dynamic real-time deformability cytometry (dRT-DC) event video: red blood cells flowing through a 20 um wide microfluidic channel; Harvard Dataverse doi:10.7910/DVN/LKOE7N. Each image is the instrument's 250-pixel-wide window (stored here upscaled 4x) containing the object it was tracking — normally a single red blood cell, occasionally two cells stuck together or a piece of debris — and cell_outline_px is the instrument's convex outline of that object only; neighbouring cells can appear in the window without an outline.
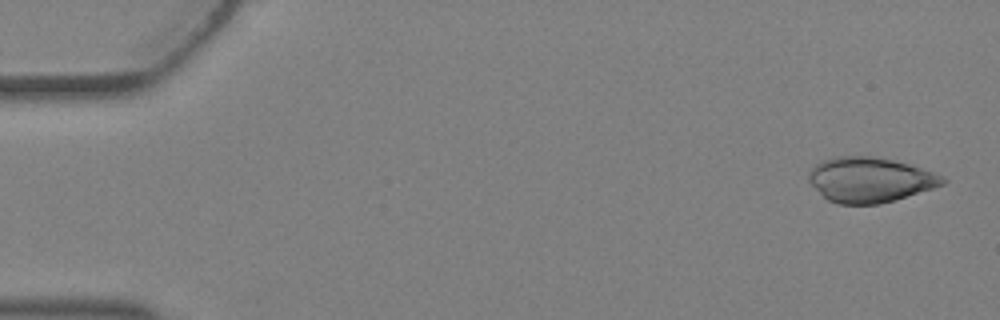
{"species": "Egyptian fruit bat (a non-hibernating species)", "species_latin": "Rousettus aegyptiacus", "temperature_condition": "warm", "stored_images_in_passage": 4, "camera_frame_rate_fps": 3000, "um_per_image_px": 0.085, "animal": {"sex": "female"}, "frame": {"image": 1, "passage_image": 1, "time_ms": 0.0, "image_size_px": [1000, 320], "cell_outline_px": [[948, 180], [944, 184], [896, 200], [880, 204], [836, 204], [828, 200], [808, 180], [808, 176], [812, 168], [816, 164], [824, 160], [836, 156], [872, 156], [892, 160], [908, 164], [944, 176]], "centroid_in_image_um": [73.95, 15.29], "position_along_channel_um": 11.0, "area_um2": 34.85}}